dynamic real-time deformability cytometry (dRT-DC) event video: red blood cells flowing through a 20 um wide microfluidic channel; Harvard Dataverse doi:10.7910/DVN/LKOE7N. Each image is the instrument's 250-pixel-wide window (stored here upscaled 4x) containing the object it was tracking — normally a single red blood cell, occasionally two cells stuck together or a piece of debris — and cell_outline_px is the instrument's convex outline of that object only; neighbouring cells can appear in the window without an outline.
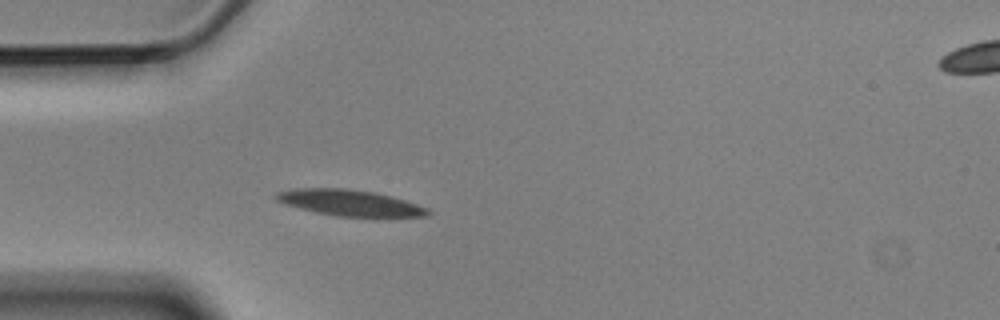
{"species": "Egyptian fruit bat (a non-hibernating species)", "species_latin": "Rousettus aegyptiacus", "temperature_condition": "cold", "stored_images_in_passage": 6, "segment_of_instrument_passage": [1, 2], "camera_frame_rate_fps": 3000, "um_per_image_px": 0.085, "animal": {"sex": "male"}, "frame": {"image": 1, "passage_image": 5, "time_ms": 1.333, "image_size_px": [1000, 320], "cell_outline_px": [[432, 212], [428, 216], [376, 220], [336, 216], [316, 212], [300, 208], [276, 200], [272, 196], [276, 192], [296, 188], [348, 188], [376, 192], [392, 196], [428, 208]], "centroid_in_image_um": [29.86, 17.29], "position_along_channel_um": 55.1, "area_um2": 24.22}}